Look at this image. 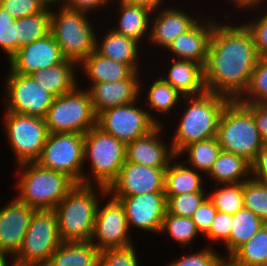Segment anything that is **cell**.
Returning a JSON list of instances; mask_svg holds the SVG:
<instances>
[{
  "mask_svg": "<svg viewBox=\"0 0 267 266\" xmlns=\"http://www.w3.org/2000/svg\"><path fill=\"white\" fill-rule=\"evenodd\" d=\"M224 14L228 23L219 21L213 28L204 83L206 91L238 100L249 85L259 56L246 25H235L228 12Z\"/></svg>",
  "mask_w": 267,
  "mask_h": 266,
  "instance_id": "cell-1",
  "label": "cell"
},
{
  "mask_svg": "<svg viewBox=\"0 0 267 266\" xmlns=\"http://www.w3.org/2000/svg\"><path fill=\"white\" fill-rule=\"evenodd\" d=\"M107 193L103 186L86 184H76L68 192L53 210L61 242L91 241L98 205Z\"/></svg>",
  "mask_w": 267,
  "mask_h": 266,
  "instance_id": "cell-2",
  "label": "cell"
},
{
  "mask_svg": "<svg viewBox=\"0 0 267 266\" xmlns=\"http://www.w3.org/2000/svg\"><path fill=\"white\" fill-rule=\"evenodd\" d=\"M183 100L186 110H183L170 142L175 155L191 143L217 137L220 115L230 101L226 96L208 91L183 96Z\"/></svg>",
  "mask_w": 267,
  "mask_h": 266,
  "instance_id": "cell-3",
  "label": "cell"
},
{
  "mask_svg": "<svg viewBox=\"0 0 267 266\" xmlns=\"http://www.w3.org/2000/svg\"><path fill=\"white\" fill-rule=\"evenodd\" d=\"M17 167L15 187L19 193L16 197L35 210H54L76 185L66 174L37 162L21 163Z\"/></svg>",
  "mask_w": 267,
  "mask_h": 266,
  "instance_id": "cell-4",
  "label": "cell"
},
{
  "mask_svg": "<svg viewBox=\"0 0 267 266\" xmlns=\"http://www.w3.org/2000/svg\"><path fill=\"white\" fill-rule=\"evenodd\" d=\"M86 161L91 168L90 174L83 173V184L108 189L126 162V144L96 125L84 134L85 165Z\"/></svg>",
  "mask_w": 267,
  "mask_h": 266,
  "instance_id": "cell-5",
  "label": "cell"
},
{
  "mask_svg": "<svg viewBox=\"0 0 267 266\" xmlns=\"http://www.w3.org/2000/svg\"><path fill=\"white\" fill-rule=\"evenodd\" d=\"M217 139L223 151L241 156L250 164L264 145L252 113L238 100H230L224 107Z\"/></svg>",
  "mask_w": 267,
  "mask_h": 266,
  "instance_id": "cell-6",
  "label": "cell"
},
{
  "mask_svg": "<svg viewBox=\"0 0 267 266\" xmlns=\"http://www.w3.org/2000/svg\"><path fill=\"white\" fill-rule=\"evenodd\" d=\"M56 10V11H55ZM51 11V33L67 60L78 65L96 50V30L87 13L69 8Z\"/></svg>",
  "mask_w": 267,
  "mask_h": 266,
  "instance_id": "cell-7",
  "label": "cell"
},
{
  "mask_svg": "<svg viewBox=\"0 0 267 266\" xmlns=\"http://www.w3.org/2000/svg\"><path fill=\"white\" fill-rule=\"evenodd\" d=\"M80 87L54 98L44 118L48 133L85 134L97 125L90 94Z\"/></svg>",
  "mask_w": 267,
  "mask_h": 266,
  "instance_id": "cell-8",
  "label": "cell"
},
{
  "mask_svg": "<svg viewBox=\"0 0 267 266\" xmlns=\"http://www.w3.org/2000/svg\"><path fill=\"white\" fill-rule=\"evenodd\" d=\"M61 244L56 214L36 210L26 231L21 249L13 257L17 266H45Z\"/></svg>",
  "mask_w": 267,
  "mask_h": 266,
  "instance_id": "cell-9",
  "label": "cell"
},
{
  "mask_svg": "<svg viewBox=\"0 0 267 266\" xmlns=\"http://www.w3.org/2000/svg\"><path fill=\"white\" fill-rule=\"evenodd\" d=\"M36 162L42 167L66 174L76 184H83L84 134L48 133Z\"/></svg>",
  "mask_w": 267,
  "mask_h": 266,
  "instance_id": "cell-10",
  "label": "cell"
},
{
  "mask_svg": "<svg viewBox=\"0 0 267 266\" xmlns=\"http://www.w3.org/2000/svg\"><path fill=\"white\" fill-rule=\"evenodd\" d=\"M4 126L17 165L36 162L48 136L45 120L13 112H4Z\"/></svg>",
  "mask_w": 267,
  "mask_h": 266,
  "instance_id": "cell-11",
  "label": "cell"
},
{
  "mask_svg": "<svg viewBox=\"0 0 267 266\" xmlns=\"http://www.w3.org/2000/svg\"><path fill=\"white\" fill-rule=\"evenodd\" d=\"M4 80L5 112L45 118L55 96L40 86L30 75L14 73L10 68Z\"/></svg>",
  "mask_w": 267,
  "mask_h": 266,
  "instance_id": "cell-12",
  "label": "cell"
},
{
  "mask_svg": "<svg viewBox=\"0 0 267 266\" xmlns=\"http://www.w3.org/2000/svg\"><path fill=\"white\" fill-rule=\"evenodd\" d=\"M139 101L119 105L101 112L97 126L125 144L149 134L158 124L151 118Z\"/></svg>",
  "mask_w": 267,
  "mask_h": 266,
  "instance_id": "cell-13",
  "label": "cell"
},
{
  "mask_svg": "<svg viewBox=\"0 0 267 266\" xmlns=\"http://www.w3.org/2000/svg\"><path fill=\"white\" fill-rule=\"evenodd\" d=\"M106 197L109 198L107 203L99 202L91 238L100 252L134 244L124 206L110 194L107 193Z\"/></svg>",
  "mask_w": 267,
  "mask_h": 266,
  "instance_id": "cell-14",
  "label": "cell"
},
{
  "mask_svg": "<svg viewBox=\"0 0 267 266\" xmlns=\"http://www.w3.org/2000/svg\"><path fill=\"white\" fill-rule=\"evenodd\" d=\"M167 168H152L126 161L117 179L107 189L112 197L165 192Z\"/></svg>",
  "mask_w": 267,
  "mask_h": 266,
  "instance_id": "cell-15",
  "label": "cell"
},
{
  "mask_svg": "<svg viewBox=\"0 0 267 266\" xmlns=\"http://www.w3.org/2000/svg\"><path fill=\"white\" fill-rule=\"evenodd\" d=\"M113 198L124 206L129 229L135 227L143 232L160 233L167 212L165 192Z\"/></svg>",
  "mask_w": 267,
  "mask_h": 266,
  "instance_id": "cell-16",
  "label": "cell"
},
{
  "mask_svg": "<svg viewBox=\"0 0 267 266\" xmlns=\"http://www.w3.org/2000/svg\"><path fill=\"white\" fill-rule=\"evenodd\" d=\"M35 211L17 197L0 208V256L18 253Z\"/></svg>",
  "mask_w": 267,
  "mask_h": 266,
  "instance_id": "cell-17",
  "label": "cell"
},
{
  "mask_svg": "<svg viewBox=\"0 0 267 266\" xmlns=\"http://www.w3.org/2000/svg\"><path fill=\"white\" fill-rule=\"evenodd\" d=\"M64 60L65 57L56 39L52 33H49L44 38L21 47L9 60L8 68L14 73L31 75L38 70L62 63Z\"/></svg>",
  "mask_w": 267,
  "mask_h": 266,
  "instance_id": "cell-18",
  "label": "cell"
},
{
  "mask_svg": "<svg viewBox=\"0 0 267 266\" xmlns=\"http://www.w3.org/2000/svg\"><path fill=\"white\" fill-rule=\"evenodd\" d=\"M140 72H135L126 80L90 84L87 90L96 116L107 109L140 101L141 93L145 91L142 79L139 80Z\"/></svg>",
  "mask_w": 267,
  "mask_h": 266,
  "instance_id": "cell-19",
  "label": "cell"
},
{
  "mask_svg": "<svg viewBox=\"0 0 267 266\" xmlns=\"http://www.w3.org/2000/svg\"><path fill=\"white\" fill-rule=\"evenodd\" d=\"M216 22L215 18L203 17L202 20L200 18L189 30L175 38L165 50L171 53L173 59L175 57V59L189 60L205 67Z\"/></svg>",
  "mask_w": 267,
  "mask_h": 266,
  "instance_id": "cell-20",
  "label": "cell"
},
{
  "mask_svg": "<svg viewBox=\"0 0 267 266\" xmlns=\"http://www.w3.org/2000/svg\"><path fill=\"white\" fill-rule=\"evenodd\" d=\"M165 7H160L152 12L154 15H151L153 18L150 21V35L148 39L152 46L154 45V47L157 46L164 50L175 38L189 30L201 18V14L195 17L192 12L189 14L180 7Z\"/></svg>",
  "mask_w": 267,
  "mask_h": 266,
  "instance_id": "cell-21",
  "label": "cell"
},
{
  "mask_svg": "<svg viewBox=\"0 0 267 266\" xmlns=\"http://www.w3.org/2000/svg\"><path fill=\"white\" fill-rule=\"evenodd\" d=\"M164 127V125H158L149 134L127 143L126 161L146 167L167 168L176 155L171 144L168 143V146L167 142L164 141Z\"/></svg>",
  "mask_w": 267,
  "mask_h": 266,
  "instance_id": "cell-22",
  "label": "cell"
},
{
  "mask_svg": "<svg viewBox=\"0 0 267 266\" xmlns=\"http://www.w3.org/2000/svg\"><path fill=\"white\" fill-rule=\"evenodd\" d=\"M166 77L160 76L183 96L200 95L206 91L204 67L189 60L173 59Z\"/></svg>",
  "mask_w": 267,
  "mask_h": 266,
  "instance_id": "cell-23",
  "label": "cell"
},
{
  "mask_svg": "<svg viewBox=\"0 0 267 266\" xmlns=\"http://www.w3.org/2000/svg\"><path fill=\"white\" fill-rule=\"evenodd\" d=\"M100 39L96 38V51L99 54L106 58L128 64L135 72L141 71V63H139L141 60L139 57L140 43L116 33L112 27Z\"/></svg>",
  "mask_w": 267,
  "mask_h": 266,
  "instance_id": "cell-24",
  "label": "cell"
},
{
  "mask_svg": "<svg viewBox=\"0 0 267 266\" xmlns=\"http://www.w3.org/2000/svg\"><path fill=\"white\" fill-rule=\"evenodd\" d=\"M204 178L200 172L187 166L178 156H175L165 172L166 199L183 193L206 192Z\"/></svg>",
  "mask_w": 267,
  "mask_h": 266,
  "instance_id": "cell-25",
  "label": "cell"
},
{
  "mask_svg": "<svg viewBox=\"0 0 267 266\" xmlns=\"http://www.w3.org/2000/svg\"><path fill=\"white\" fill-rule=\"evenodd\" d=\"M74 61L65 59L62 63L38 70L30 76L45 90L58 97L73 91L79 84L77 66ZM75 67V68H74ZM77 67V68H76Z\"/></svg>",
  "mask_w": 267,
  "mask_h": 266,
  "instance_id": "cell-26",
  "label": "cell"
},
{
  "mask_svg": "<svg viewBox=\"0 0 267 266\" xmlns=\"http://www.w3.org/2000/svg\"><path fill=\"white\" fill-rule=\"evenodd\" d=\"M78 66L91 84L129 79L135 71L128 65L106 58L94 50Z\"/></svg>",
  "mask_w": 267,
  "mask_h": 266,
  "instance_id": "cell-27",
  "label": "cell"
},
{
  "mask_svg": "<svg viewBox=\"0 0 267 266\" xmlns=\"http://www.w3.org/2000/svg\"><path fill=\"white\" fill-rule=\"evenodd\" d=\"M116 3H118L120 14L118 13L117 27L114 26L112 29L138 43H142V39L148 40L153 11L141 5L125 4L119 0Z\"/></svg>",
  "mask_w": 267,
  "mask_h": 266,
  "instance_id": "cell-28",
  "label": "cell"
},
{
  "mask_svg": "<svg viewBox=\"0 0 267 266\" xmlns=\"http://www.w3.org/2000/svg\"><path fill=\"white\" fill-rule=\"evenodd\" d=\"M100 251L91 242H61L45 266H99Z\"/></svg>",
  "mask_w": 267,
  "mask_h": 266,
  "instance_id": "cell-29",
  "label": "cell"
},
{
  "mask_svg": "<svg viewBox=\"0 0 267 266\" xmlns=\"http://www.w3.org/2000/svg\"><path fill=\"white\" fill-rule=\"evenodd\" d=\"M207 177L216 182L214 185L243 183L251 177V164L241 156L222 150Z\"/></svg>",
  "mask_w": 267,
  "mask_h": 266,
  "instance_id": "cell-30",
  "label": "cell"
},
{
  "mask_svg": "<svg viewBox=\"0 0 267 266\" xmlns=\"http://www.w3.org/2000/svg\"><path fill=\"white\" fill-rule=\"evenodd\" d=\"M155 79V82H152V84H150L149 89H147V99L144 98V100H146L144 102L148 101V112L151 118L158 125H163L162 122L157 119V117L153 116L154 114H151V112L154 111V113L156 114L160 113L156 116L163 114L166 117L167 115H170L172 110L176 108L175 106L183 101V95H181L175 88H173L169 83L164 81L161 77H159V79Z\"/></svg>",
  "mask_w": 267,
  "mask_h": 266,
  "instance_id": "cell-31",
  "label": "cell"
},
{
  "mask_svg": "<svg viewBox=\"0 0 267 266\" xmlns=\"http://www.w3.org/2000/svg\"><path fill=\"white\" fill-rule=\"evenodd\" d=\"M221 151L222 148L217 137H215L191 143L184 147L176 156L179 158L180 156L187 157L183 161L187 166L207 175Z\"/></svg>",
  "mask_w": 267,
  "mask_h": 266,
  "instance_id": "cell-32",
  "label": "cell"
},
{
  "mask_svg": "<svg viewBox=\"0 0 267 266\" xmlns=\"http://www.w3.org/2000/svg\"><path fill=\"white\" fill-rule=\"evenodd\" d=\"M51 33V11L44 9L41 13L15 19V38L17 51Z\"/></svg>",
  "mask_w": 267,
  "mask_h": 266,
  "instance_id": "cell-33",
  "label": "cell"
},
{
  "mask_svg": "<svg viewBox=\"0 0 267 266\" xmlns=\"http://www.w3.org/2000/svg\"><path fill=\"white\" fill-rule=\"evenodd\" d=\"M231 257L243 266H267V224H264Z\"/></svg>",
  "mask_w": 267,
  "mask_h": 266,
  "instance_id": "cell-34",
  "label": "cell"
},
{
  "mask_svg": "<svg viewBox=\"0 0 267 266\" xmlns=\"http://www.w3.org/2000/svg\"><path fill=\"white\" fill-rule=\"evenodd\" d=\"M230 234V256L243 244L248 242L265 224L250 210L245 208L232 215Z\"/></svg>",
  "mask_w": 267,
  "mask_h": 266,
  "instance_id": "cell-35",
  "label": "cell"
},
{
  "mask_svg": "<svg viewBox=\"0 0 267 266\" xmlns=\"http://www.w3.org/2000/svg\"><path fill=\"white\" fill-rule=\"evenodd\" d=\"M208 197L215 208L223 213L234 215L244 208L243 205V183L213 185ZM219 187V188H218Z\"/></svg>",
  "mask_w": 267,
  "mask_h": 266,
  "instance_id": "cell-36",
  "label": "cell"
},
{
  "mask_svg": "<svg viewBox=\"0 0 267 266\" xmlns=\"http://www.w3.org/2000/svg\"><path fill=\"white\" fill-rule=\"evenodd\" d=\"M167 234L175 243L183 246H191L190 244L200 236L192 218L181 217L166 212L162 227L159 234Z\"/></svg>",
  "mask_w": 267,
  "mask_h": 266,
  "instance_id": "cell-37",
  "label": "cell"
},
{
  "mask_svg": "<svg viewBox=\"0 0 267 266\" xmlns=\"http://www.w3.org/2000/svg\"><path fill=\"white\" fill-rule=\"evenodd\" d=\"M243 205L267 224V183L252 177L244 181Z\"/></svg>",
  "mask_w": 267,
  "mask_h": 266,
  "instance_id": "cell-38",
  "label": "cell"
},
{
  "mask_svg": "<svg viewBox=\"0 0 267 266\" xmlns=\"http://www.w3.org/2000/svg\"><path fill=\"white\" fill-rule=\"evenodd\" d=\"M238 101L267 103V56L258 58L249 85Z\"/></svg>",
  "mask_w": 267,
  "mask_h": 266,
  "instance_id": "cell-39",
  "label": "cell"
},
{
  "mask_svg": "<svg viewBox=\"0 0 267 266\" xmlns=\"http://www.w3.org/2000/svg\"><path fill=\"white\" fill-rule=\"evenodd\" d=\"M208 197L207 192L183 193L167 200V212L172 215L191 218L194 211Z\"/></svg>",
  "mask_w": 267,
  "mask_h": 266,
  "instance_id": "cell-40",
  "label": "cell"
},
{
  "mask_svg": "<svg viewBox=\"0 0 267 266\" xmlns=\"http://www.w3.org/2000/svg\"><path fill=\"white\" fill-rule=\"evenodd\" d=\"M209 245L196 252L185 253L180 258L173 259L167 266H216L223 255Z\"/></svg>",
  "mask_w": 267,
  "mask_h": 266,
  "instance_id": "cell-41",
  "label": "cell"
},
{
  "mask_svg": "<svg viewBox=\"0 0 267 266\" xmlns=\"http://www.w3.org/2000/svg\"><path fill=\"white\" fill-rule=\"evenodd\" d=\"M232 215L218 211L209 231L204 235L206 240L220 242L227 251L226 256H230V234L232 229Z\"/></svg>",
  "mask_w": 267,
  "mask_h": 266,
  "instance_id": "cell-42",
  "label": "cell"
},
{
  "mask_svg": "<svg viewBox=\"0 0 267 266\" xmlns=\"http://www.w3.org/2000/svg\"><path fill=\"white\" fill-rule=\"evenodd\" d=\"M134 245L101 251L99 266H140Z\"/></svg>",
  "mask_w": 267,
  "mask_h": 266,
  "instance_id": "cell-43",
  "label": "cell"
},
{
  "mask_svg": "<svg viewBox=\"0 0 267 266\" xmlns=\"http://www.w3.org/2000/svg\"><path fill=\"white\" fill-rule=\"evenodd\" d=\"M0 47L8 61L17 53V40L15 38V19L0 7Z\"/></svg>",
  "mask_w": 267,
  "mask_h": 266,
  "instance_id": "cell-44",
  "label": "cell"
},
{
  "mask_svg": "<svg viewBox=\"0 0 267 266\" xmlns=\"http://www.w3.org/2000/svg\"><path fill=\"white\" fill-rule=\"evenodd\" d=\"M252 21H245L244 24L250 30L255 50L259 57L267 56V10L263 14H260L258 18L256 16Z\"/></svg>",
  "mask_w": 267,
  "mask_h": 266,
  "instance_id": "cell-45",
  "label": "cell"
},
{
  "mask_svg": "<svg viewBox=\"0 0 267 266\" xmlns=\"http://www.w3.org/2000/svg\"><path fill=\"white\" fill-rule=\"evenodd\" d=\"M0 7L14 19L36 15L44 10L38 0H0Z\"/></svg>",
  "mask_w": 267,
  "mask_h": 266,
  "instance_id": "cell-46",
  "label": "cell"
},
{
  "mask_svg": "<svg viewBox=\"0 0 267 266\" xmlns=\"http://www.w3.org/2000/svg\"><path fill=\"white\" fill-rule=\"evenodd\" d=\"M217 212L218 210L209 197L194 211L191 218L200 234L204 236L209 231Z\"/></svg>",
  "mask_w": 267,
  "mask_h": 266,
  "instance_id": "cell-47",
  "label": "cell"
},
{
  "mask_svg": "<svg viewBox=\"0 0 267 266\" xmlns=\"http://www.w3.org/2000/svg\"><path fill=\"white\" fill-rule=\"evenodd\" d=\"M242 103L253 115L264 145H267V103Z\"/></svg>",
  "mask_w": 267,
  "mask_h": 266,
  "instance_id": "cell-48",
  "label": "cell"
},
{
  "mask_svg": "<svg viewBox=\"0 0 267 266\" xmlns=\"http://www.w3.org/2000/svg\"><path fill=\"white\" fill-rule=\"evenodd\" d=\"M251 177L267 183V145L262 146L251 163Z\"/></svg>",
  "mask_w": 267,
  "mask_h": 266,
  "instance_id": "cell-49",
  "label": "cell"
},
{
  "mask_svg": "<svg viewBox=\"0 0 267 266\" xmlns=\"http://www.w3.org/2000/svg\"><path fill=\"white\" fill-rule=\"evenodd\" d=\"M109 6V3L106 0H66L65 8L71 10H78L85 13H90L93 10L97 11L98 9L104 10V6Z\"/></svg>",
  "mask_w": 267,
  "mask_h": 266,
  "instance_id": "cell-50",
  "label": "cell"
},
{
  "mask_svg": "<svg viewBox=\"0 0 267 266\" xmlns=\"http://www.w3.org/2000/svg\"><path fill=\"white\" fill-rule=\"evenodd\" d=\"M229 1L231 3H234V5L237 6L236 9L238 8V10L247 11V10H252L253 9L254 11L258 12V10H259L258 8L260 6H263L261 3L265 4V2L267 0H229Z\"/></svg>",
  "mask_w": 267,
  "mask_h": 266,
  "instance_id": "cell-51",
  "label": "cell"
},
{
  "mask_svg": "<svg viewBox=\"0 0 267 266\" xmlns=\"http://www.w3.org/2000/svg\"><path fill=\"white\" fill-rule=\"evenodd\" d=\"M125 4L141 5L149 8L151 11H156L160 6H163L164 0H119Z\"/></svg>",
  "mask_w": 267,
  "mask_h": 266,
  "instance_id": "cell-52",
  "label": "cell"
},
{
  "mask_svg": "<svg viewBox=\"0 0 267 266\" xmlns=\"http://www.w3.org/2000/svg\"><path fill=\"white\" fill-rule=\"evenodd\" d=\"M39 4L43 7V9L53 11V6H58L57 9L64 8L66 5V0H38ZM57 3V5H56ZM55 4V5H54ZM52 9V10H51Z\"/></svg>",
  "mask_w": 267,
  "mask_h": 266,
  "instance_id": "cell-53",
  "label": "cell"
},
{
  "mask_svg": "<svg viewBox=\"0 0 267 266\" xmlns=\"http://www.w3.org/2000/svg\"><path fill=\"white\" fill-rule=\"evenodd\" d=\"M216 266H243L235 261L231 256L225 257L224 255L220 258Z\"/></svg>",
  "mask_w": 267,
  "mask_h": 266,
  "instance_id": "cell-54",
  "label": "cell"
},
{
  "mask_svg": "<svg viewBox=\"0 0 267 266\" xmlns=\"http://www.w3.org/2000/svg\"><path fill=\"white\" fill-rule=\"evenodd\" d=\"M7 258V256H0V266H17V263L14 261L13 257L9 256L11 262L9 259L7 260Z\"/></svg>",
  "mask_w": 267,
  "mask_h": 266,
  "instance_id": "cell-55",
  "label": "cell"
},
{
  "mask_svg": "<svg viewBox=\"0 0 267 266\" xmlns=\"http://www.w3.org/2000/svg\"><path fill=\"white\" fill-rule=\"evenodd\" d=\"M109 4L111 3L112 4V6H113V4H114V2H117L118 0H106Z\"/></svg>",
  "mask_w": 267,
  "mask_h": 266,
  "instance_id": "cell-56",
  "label": "cell"
}]
</instances>
